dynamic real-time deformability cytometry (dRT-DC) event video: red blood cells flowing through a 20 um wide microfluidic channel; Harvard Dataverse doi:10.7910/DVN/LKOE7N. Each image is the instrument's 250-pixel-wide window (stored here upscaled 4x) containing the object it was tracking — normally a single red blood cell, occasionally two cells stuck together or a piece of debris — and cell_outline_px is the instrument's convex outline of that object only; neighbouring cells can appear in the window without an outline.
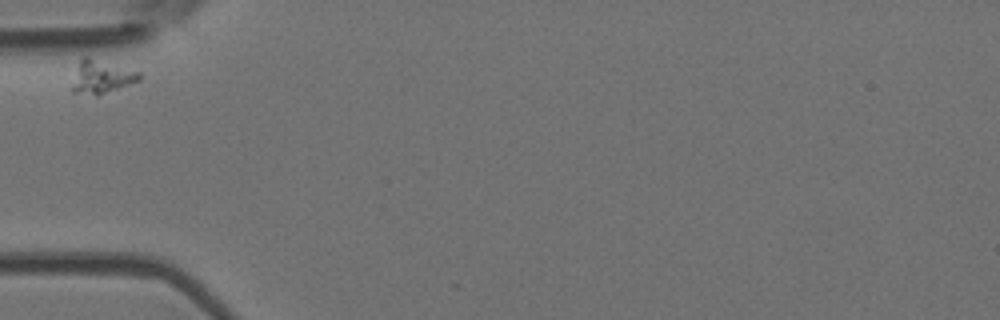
{"species": "Egyptian fruit bat (a non-hibernating species)", "species_latin": "Rousettus aegyptiacus", "temperature_condition": "room temperature", "stored_images_in_passage": 4, "camera_frame_rate_fps": 3000, "um_per_image_px": 0.085, "animal": {"sex": "female"}, "frame": {"image": 1, "passage_image": 1, "time_ms": 0.0, "image_size_px": [1000, 320], "cell_outline_px": [[140, 80], [96, 96], [72, 92], [72, 88], [80, 60], [84, 56], [88, 56], [140, 72]], "centroid_in_image_um": [8.63, 6.53], "position_along_channel_um": 76.4, "area_um2": 12.66}}
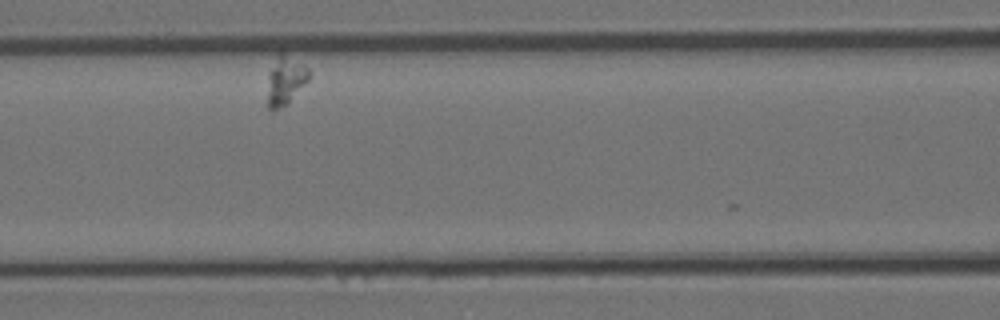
{"frame": {"image": 2, "passage_image": 3, "time_ms": 2.333, "image_size_px": [1000, 320], "cell_outline_px": [[308, 80], [288, 104], [280, 108], [268, 108], [268, 76], [276, 56], [280, 48], [308, 68]], "centroid_in_image_um": [24.25, 6.78], "position_along_channel_um": 142.3, "area_um2": 11.73}}